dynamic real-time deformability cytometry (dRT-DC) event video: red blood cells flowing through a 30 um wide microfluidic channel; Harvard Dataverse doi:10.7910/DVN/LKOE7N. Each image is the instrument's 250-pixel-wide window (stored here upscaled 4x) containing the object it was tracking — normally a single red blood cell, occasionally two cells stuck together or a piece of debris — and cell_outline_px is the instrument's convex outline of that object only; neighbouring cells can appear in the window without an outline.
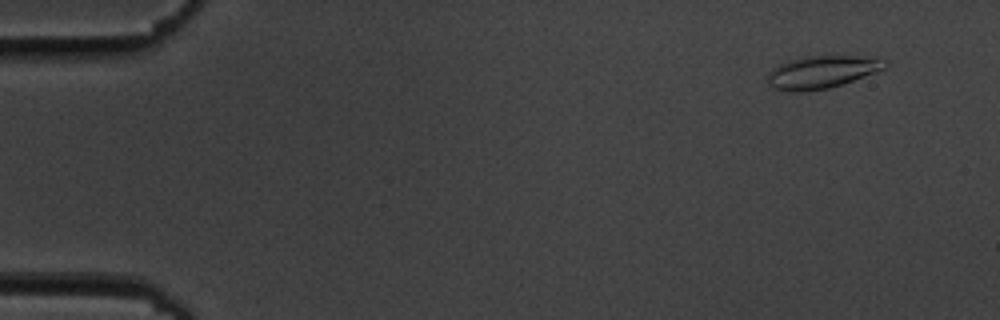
{"species": "common noctule bat (a hibernating species)", "species_latin": "Nyctalus noctula", "temperature_condition": "cold", "stored_images_in_passage": 56, "camera_frame_rate_fps": 3000, "um_per_image_px": 0.085, "animal": {"sex": "male", "body_mass_g": 19.5, "forearm_length_mm": 54.6}, "frame": {"image": 1, "passage_image": 5, "time_ms": 1.333, "image_size_px": [1000, 320], "cell_outline_px": [[888, 64], [884, 68], [876, 72], [828, 88], [804, 92], [788, 92], [772, 88], [768, 84], [768, 76], [772, 68], [780, 64], [804, 56], [856, 56], [876, 60]], "centroid_in_image_um": [69.74, 6.15], "position_along_channel_um": 15.3, "area_um2": 21.73}}
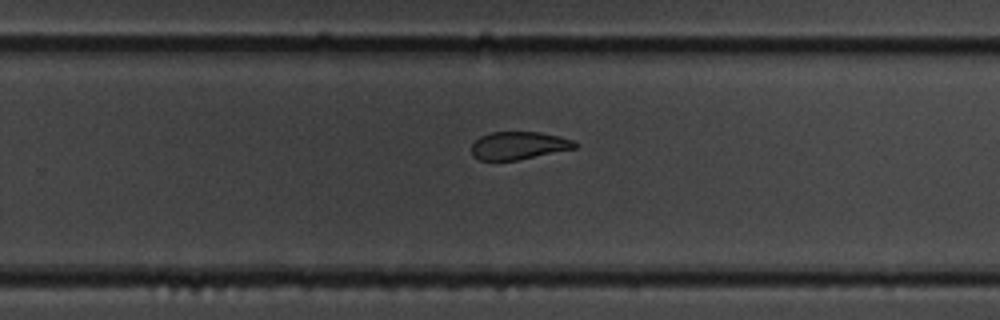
{"frame": {"image": 2, "passage_image": 37, "time_ms": 12.0, "image_size_px": [1000, 320], "cell_outline_px": [[580, 144], [576, 148], [516, 160], [480, 160], [472, 156], [472, 144], [480, 136], [492, 132], [540, 132], [560, 136], [572, 140]], "centroid_in_image_um": [44.1, 12.36], "position_along_channel_um": 285.7, "area_um2": 16.7}}
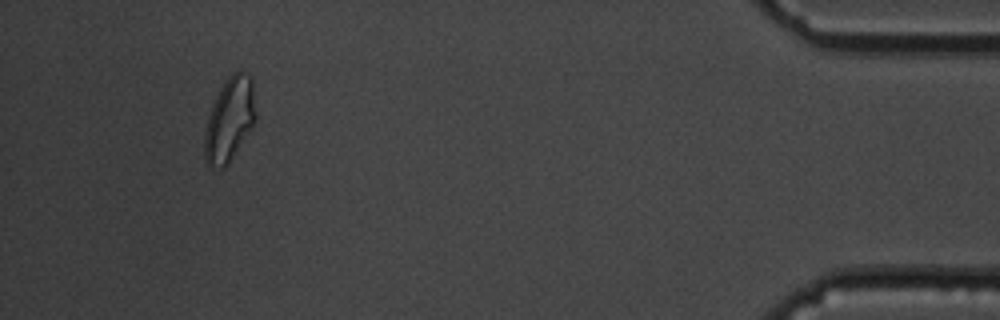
{"frame": {"image": 3, "passage_image": 53, "time_ms": 17.333, "image_size_px": [1000, 320], "cell_outline_px": [[256, 116], [252, 124], [228, 164], [220, 168], [208, 164], [204, 156], [204, 132], [208, 116], [212, 104], [224, 80], [236, 68], [252, 76], [256, 112]], "centroid_in_image_um": [19.5, 10.07], "position_along_channel_um": 415.7, "area_um2": 24.85}, "authors_computed_cell_mechanics": {"area_um2": 19.5942, "velocity_mm_per_s": 3.6134, "shape_relaxation_time_tau1_ms": 3.9459, "shape_relaxation_time_tau2_ms": 3.21, "deformation_change_tau1": 0.1279, "deformation_change_tau2": 0.0978}}